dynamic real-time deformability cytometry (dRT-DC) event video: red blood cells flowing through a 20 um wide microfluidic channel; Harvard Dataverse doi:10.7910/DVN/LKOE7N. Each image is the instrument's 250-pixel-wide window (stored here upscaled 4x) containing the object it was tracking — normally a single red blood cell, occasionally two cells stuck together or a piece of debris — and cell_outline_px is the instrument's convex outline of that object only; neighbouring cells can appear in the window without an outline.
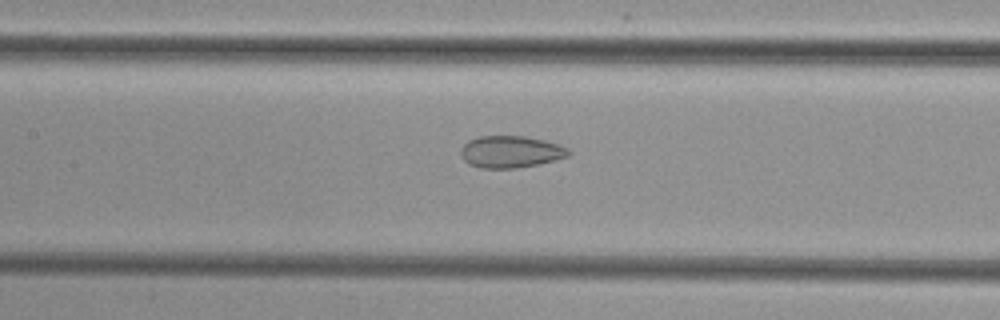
{"species": "common noctule bat (a hibernating species)", "species_latin": "Nyctalus noctula", "temperature_condition": "cold", "stored_images_in_passage": 40, "camera_frame_rate_fps": 3000, "um_per_image_px": 0.085, "animal": {"sex": "female", "body_mass_g": 29.2, "forearm_length_mm": 56.3}, "frame": {"image": 1, "passage_image": 14, "time_ms": 4.333, "image_size_px": [1000, 320], "cell_outline_px": [[572, 152], [568, 156], [556, 160], [516, 168], [480, 168], [468, 164], [460, 156], [460, 148], [468, 140], [480, 136], [524, 136], [544, 140], [568, 148]], "centroid_in_image_um": [43.37, 12.9], "position_along_channel_um": 164.0, "area_um2": 20.11}}
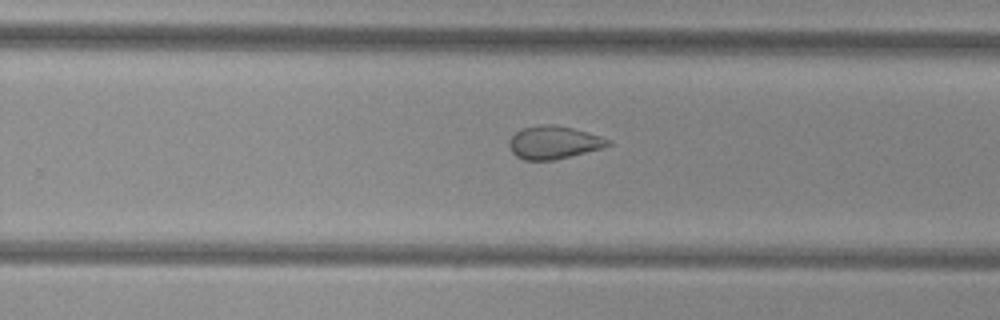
{"frame": {"image": 2, "passage_image": 23, "time_ms": 7.333, "image_size_px": [1000, 320], "cell_outline_px": [[612, 144], [600, 148], [552, 160], [524, 160], [516, 156], [508, 148], [508, 140], [516, 132], [524, 128], [540, 124], [552, 124], [572, 128], [600, 136], [612, 140]], "centroid_in_image_um": [47.02, 12.1], "position_along_channel_um": 282.8, "area_um2": 18.79}}
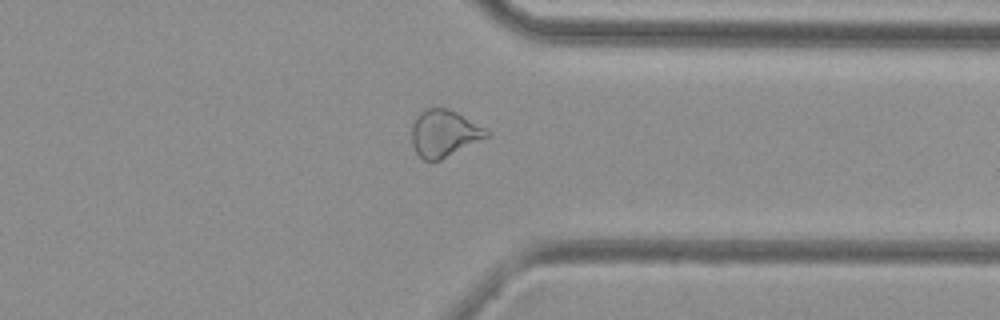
{"frame": {"image": 3, "passage_image": 30, "time_ms": 9.667, "image_size_px": [1000, 320], "cell_outline_px": [[492, 136], [440, 160], [424, 160], [416, 152], [412, 144], [412, 124], [416, 116], [420, 112], [428, 108], [444, 108], [456, 112], [492, 132]], "centroid_in_image_um": [37.78, 11.35], "position_along_channel_um": 373.6, "area_um2": 20.52}}